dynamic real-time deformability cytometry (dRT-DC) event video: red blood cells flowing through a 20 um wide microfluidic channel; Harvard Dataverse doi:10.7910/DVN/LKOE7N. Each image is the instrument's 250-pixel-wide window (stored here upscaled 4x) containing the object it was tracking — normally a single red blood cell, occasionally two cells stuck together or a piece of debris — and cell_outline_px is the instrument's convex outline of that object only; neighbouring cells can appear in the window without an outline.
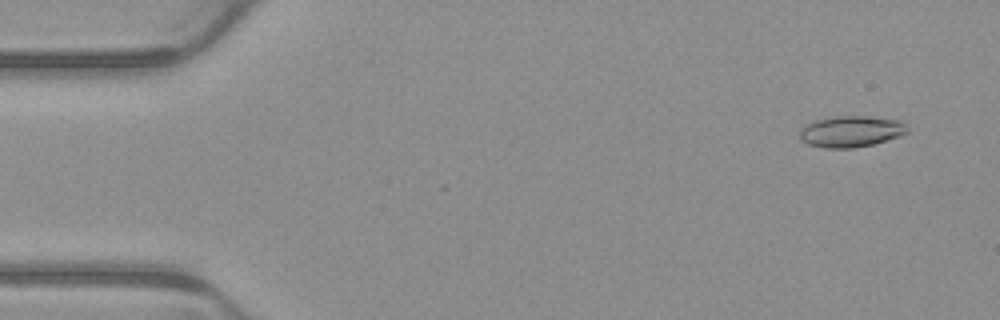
{"species": "common noctule bat (a hibernating species)", "species_latin": "Nyctalus noctula", "temperature_condition": "warm", "stored_images_in_passage": 8, "camera_frame_rate_fps": 3000, "um_per_image_px": 0.085, "animal": {"sex": "male", "body_mass_g": 23.1, "forearm_length_mm": 52.7}, "frame": {"image": 1, "passage_image": 1, "time_ms": 0.0, "image_size_px": [1000, 320], "cell_outline_px": [[908, 132], [900, 136], [872, 144], [852, 148], [824, 148], [808, 144], [800, 140], [800, 132], [804, 124], [812, 120], [836, 116], [868, 116], [900, 120], [908, 128]], "centroid_in_image_um": [72.3, 11.16], "position_along_channel_um": 12.7, "area_um2": 19.71}}
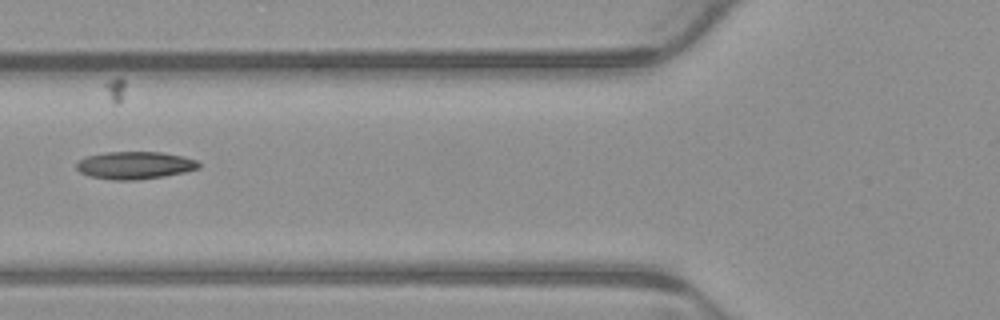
{"frame": {"image": 2, "passage_image": 5, "time_ms": 1.333, "image_size_px": [1000, 320], "cell_outline_px": [[200, 168], [184, 172], [164, 176], [136, 180], [112, 180], [88, 176], [80, 172], [76, 168], [76, 164], [80, 160], [88, 156], [104, 152], [160, 152], [184, 156], [196, 160], [200, 164]], "centroid_in_image_um": [11.46, 14.05], "position_along_channel_um": 114.3, "area_um2": 19.65}}